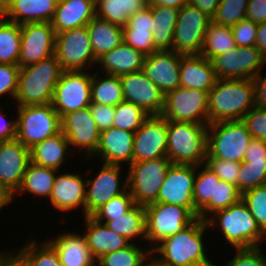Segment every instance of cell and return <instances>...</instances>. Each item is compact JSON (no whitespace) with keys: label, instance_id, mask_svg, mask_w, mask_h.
Returning a JSON list of instances; mask_svg holds the SVG:
<instances>
[{"label":"cell","instance_id":"cell-1","mask_svg":"<svg viewBox=\"0 0 266 266\" xmlns=\"http://www.w3.org/2000/svg\"><path fill=\"white\" fill-rule=\"evenodd\" d=\"M206 221L197 218L182 231L163 239L151 248L155 266H217L206 255L203 235ZM160 255L154 257L153 254Z\"/></svg>","mask_w":266,"mask_h":266},{"label":"cell","instance_id":"cell-2","mask_svg":"<svg viewBox=\"0 0 266 266\" xmlns=\"http://www.w3.org/2000/svg\"><path fill=\"white\" fill-rule=\"evenodd\" d=\"M255 105L251 79H217L208 93V124L242 120Z\"/></svg>","mask_w":266,"mask_h":266},{"label":"cell","instance_id":"cell-3","mask_svg":"<svg viewBox=\"0 0 266 266\" xmlns=\"http://www.w3.org/2000/svg\"><path fill=\"white\" fill-rule=\"evenodd\" d=\"M63 71L55 54L20 68L15 96L17 106L50 104Z\"/></svg>","mask_w":266,"mask_h":266},{"label":"cell","instance_id":"cell-4","mask_svg":"<svg viewBox=\"0 0 266 266\" xmlns=\"http://www.w3.org/2000/svg\"><path fill=\"white\" fill-rule=\"evenodd\" d=\"M206 223L209 228L219 225L223 238L235 249L257 247L266 241V234L260 229L242 199L226 209L215 212Z\"/></svg>","mask_w":266,"mask_h":266},{"label":"cell","instance_id":"cell-5","mask_svg":"<svg viewBox=\"0 0 266 266\" xmlns=\"http://www.w3.org/2000/svg\"><path fill=\"white\" fill-rule=\"evenodd\" d=\"M208 124L167 121V157L172 164H205Z\"/></svg>","mask_w":266,"mask_h":266},{"label":"cell","instance_id":"cell-6","mask_svg":"<svg viewBox=\"0 0 266 266\" xmlns=\"http://www.w3.org/2000/svg\"><path fill=\"white\" fill-rule=\"evenodd\" d=\"M16 139L28 149L62 131L61 117L52 104L17 106Z\"/></svg>","mask_w":266,"mask_h":266},{"label":"cell","instance_id":"cell-7","mask_svg":"<svg viewBox=\"0 0 266 266\" xmlns=\"http://www.w3.org/2000/svg\"><path fill=\"white\" fill-rule=\"evenodd\" d=\"M252 136L242 120L208 124L206 158L242 162Z\"/></svg>","mask_w":266,"mask_h":266},{"label":"cell","instance_id":"cell-8","mask_svg":"<svg viewBox=\"0 0 266 266\" xmlns=\"http://www.w3.org/2000/svg\"><path fill=\"white\" fill-rule=\"evenodd\" d=\"M172 162L168 157L132 162L127 173L128 189L135 204L158 202V194Z\"/></svg>","mask_w":266,"mask_h":266},{"label":"cell","instance_id":"cell-9","mask_svg":"<svg viewBox=\"0 0 266 266\" xmlns=\"http://www.w3.org/2000/svg\"><path fill=\"white\" fill-rule=\"evenodd\" d=\"M145 213L146 240L155 243L153 247L163 239L182 231L197 219L187 207L161 202L146 205Z\"/></svg>","mask_w":266,"mask_h":266},{"label":"cell","instance_id":"cell-10","mask_svg":"<svg viewBox=\"0 0 266 266\" xmlns=\"http://www.w3.org/2000/svg\"><path fill=\"white\" fill-rule=\"evenodd\" d=\"M212 18L196 6L187 3L179 9L172 51L181 55H200L207 28Z\"/></svg>","mask_w":266,"mask_h":266},{"label":"cell","instance_id":"cell-11","mask_svg":"<svg viewBox=\"0 0 266 266\" xmlns=\"http://www.w3.org/2000/svg\"><path fill=\"white\" fill-rule=\"evenodd\" d=\"M161 116L167 121L208 124V92L184 87L169 91Z\"/></svg>","mask_w":266,"mask_h":266},{"label":"cell","instance_id":"cell-12","mask_svg":"<svg viewBox=\"0 0 266 266\" xmlns=\"http://www.w3.org/2000/svg\"><path fill=\"white\" fill-rule=\"evenodd\" d=\"M55 56L64 71H85L86 65L97 64L87 26L56 34Z\"/></svg>","mask_w":266,"mask_h":266},{"label":"cell","instance_id":"cell-13","mask_svg":"<svg viewBox=\"0 0 266 266\" xmlns=\"http://www.w3.org/2000/svg\"><path fill=\"white\" fill-rule=\"evenodd\" d=\"M92 74L88 71H63L54 89L52 106L62 118L91 104Z\"/></svg>","mask_w":266,"mask_h":266},{"label":"cell","instance_id":"cell-14","mask_svg":"<svg viewBox=\"0 0 266 266\" xmlns=\"http://www.w3.org/2000/svg\"><path fill=\"white\" fill-rule=\"evenodd\" d=\"M217 79H253L266 64V59L253 46L235 47L212 61Z\"/></svg>","mask_w":266,"mask_h":266},{"label":"cell","instance_id":"cell-15","mask_svg":"<svg viewBox=\"0 0 266 266\" xmlns=\"http://www.w3.org/2000/svg\"><path fill=\"white\" fill-rule=\"evenodd\" d=\"M56 33L51 22H35L21 25V49L19 66L38 63L55 54Z\"/></svg>","mask_w":266,"mask_h":266},{"label":"cell","instance_id":"cell-16","mask_svg":"<svg viewBox=\"0 0 266 266\" xmlns=\"http://www.w3.org/2000/svg\"><path fill=\"white\" fill-rule=\"evenodd\" d=\"M30 162V149L17 139L0 141V187L12 200Z\"/></svg>","mask_w":266,"mask_h":266},{"label":"cell","instance_id":"cell-17","mask_svg":"<svg viewBox=\"0 0 266 266\" xmlns=\"http://www.w3.org/2000/svg\"><path fill=\"white\" fill-rule=\"evenodd\" d=\"M199 166L171 164L162 184L158 202L187 207L194 214L193 187Z\"/></svg>","mask_w":266,"mask_h":266},{"label":"cell","instance_id":"cell-18","mask_svg":"<svg viewBox=\"0 0 266 266\" xmlns=\"http://www.w3.org/2000/svg\"><path fill=\"white\" fill-rule=\"evenodd\" d=\"M167 120L150 115L134 134L133 162L167 157Z\"/></svg>","mask_w":266,"mask_h":266},{"label":"cell","instance_id":"cell-19","mask_svg":"<svg viewBox=\"0 0 266 266\" xmlns=\"http://www.w3.org/2000/svg\"><path fill=\"white\" fill-rule=\"evenodd\" d=\"M121 169V165L103 163L94 179H86V216L128 189L127 176L121 185Z\"/></svg>","mask_w":266,"mask_h":266},{"label":"cell","instance_id":"cell-20","mask_svg":"<svg viewBox=\"0 0 266 266\" xmlns=\"http://www.w3.org/2000/svg\"><path fill=\"white\" fill-rule=\"evenodd\" d=\"M62 132L70 145L79 147V152H87L86 158L91 159L96 152L100 131L92 118L89 106L76 112H69L61 118ZM84 150V151H82Z\"/></svg>","mask_w":266,"mask_h":266},{"label":"cell","instance_id":"cell-21","mask_svg":"<svg viewBox=\"0 0 266 266\" xmlns=\"http://www.w3.org/2000/svg\"><path fill=\"white\" fill-rule=\"evenodd\" d=\"M124 100L141 107L149 115H161L164 93L142 70L120 76Z\"/></svg>","mask_w":266,"mask_h":266},{"label":"cell","instance_id":"cell-22","mask_svg":"<svg viewBox=\"0 0 266 266\" xmlns=\"http://www.w3.org/2000/svg\"><path fill=\"white\" fill-rule=\"evenodd\" d=\"M180 65L181 54L160 50L145 56L142 71L165 95L180 87Z\"/></svg>","mask_w":266,"mask_h":266},{"label":"cell","instance_id":"cell-23","mask_svg":"<svg viewBox=\"0 0 266 266\" xmlns=\"http://www.w3.org/2000/svg\"><path fill=\"white\" fill-rule=\"evenodd\" d=\"M86 180L80 174L64 173L56 175L49 200L52 207L60 212L83 208L86 216Z\"/></svg>","mask_w":266,"mask_h":266},{"label":"cell","instance_id":"cell-24","mask_svg":"<svg viewBox=\"0 0 266 266\" xmlns=\"http://www.w3.org/2000/svg\"><path fill=\"white\" fill-rule=\"evenodd\" d=\"M134 132L111 127L100 132V141L92 156H100L106 164L130 165L133 162Z\"/></svg>","mask_w":266,"mask_h":266},{"label":"cell","instance_id":"cell-25","mask_svg":"<svg viewBox=\"0 0 266 266\" xmlns=\"http://www.w3.org/2000/svg\"><path fill=\"white\" fill-rule=\"evenodd\" d=\"M95 16V0H58L51 25L58 34L86 26Z\"/></svg>","mask_w":266,"mask_h":266},{"label":"cell","instance_id":"cell-26","mask_svg":"<svg viewBox=\"0 0 266 266\" xmlns=\"http://www.w3.org/2000/svg\"><path fill=\"white\" fill-rule=\"evenodd\" d=\"M212 62L200 55H181L180 87L208 92L216 82Z\"/></svg>","mask_w":266,"mask_h":266},{"label":"cell","instance_id":"cell-27","mask_svg":"<svg viewBox=\"0 0 266 266\" xmlns=\"http://www.w3.org/2000/svg\"><path fill=\"white\" fill-rule=\"evenodd\" d=\"M86 244L92 257L97 261L105 254L126 248L132 242L126 237L110 230L104 223L97 221L92 216H85Z\"/></svg>","mask_w":266,"mask_h":266},{"label":"cell","instance_id":"cell-28","mask_svg":"<svg viewBox=\"0 0 266 266\" xmlns=\"http://www.w3.org/2000/svg\"><path fill=\"white\" fill-rule=\"evenodd\" d=\"M57 2L58 0H7L3 17L19 25L51 22Z\"/></svg>","mask_w":266,"mask_h":266},{"label":"cell","instance_id":"cell-29","mask_svg":"<svg viewBox=\"0 0 266 266\" xmlns=\"http://www.w3.org/2000/svg\"><path fill=\"white\" fill-rule=\"evenodd\" d=\"M55 238L48 242L57 251L62 266H96L83 234L62 232Z\"/></svg>","mask_w":266,"mask_h":266},{"label":"cell","instance_id":"cell-30","mask_svg":"<svg viewBox=\"0 0 266 266\" xmlns=\"http://www.w3.org/2000/svg\"><path fill=\"white\" fill-rule=\"evenodd\" d=\"M145 55L124 42L97 59L102 73L122 76L142 70Z\"/></svg>","mask_w":266,"mask_h":266},{"label":"cell","instance_id":"cell-31","mask_svg":"<svg viewBox=\"0 0 266 266\" xmlns=\"http://www.w3.org/2000/svg\"><path fill=\"white\" fill-rule=\"evenodd\" d=\"M70 146L67 137L61 131L30 148V161L40 166L59 170L69 157L68 155H71L70 151L74 152L73 148H69Z\"/></svg>","mask_w":266,"mask_h":266},{"label":"cell","instance_id":"cell-32","mask_svg":"<svg viewBox=\"0 0 266 266\" xmlns=\"http://www.w3.org/2000/svg\"><path fill=\"white\" fill-rule=\"evenodd\" d=\"M86 26L96 59L124 42L123 27L108 20L95 16Z\"/></svg>","mask_w":266,"mask_h":266},{"label":"cell","instance_id":"cell-33","mask_svg":"<svg viewBox=\"0 0 266 266\" xmlns=\"http://www.w3.org/2000/svg\"><path fill=\"white\" fill-rule=\"evenodd\" d=\"M153 16V43L157 51L172 50L175 25L179 9L163 5L148 4Z\"/></svg>","mask_w":266,"mask_h":266},{"label":"cell","instance_id":"cell-34","mask_svg":"<svg viewBox=\"0 0 266 266\" xmlns=\"http://www.w3.org/2000/svg\"><path fill=\"white\" fill-rule=\"evenodd\" d=\"M203 169L196 174L193 187L194 215L204 221L214 214L215 180H221L205 164ZM208 216V217H207Z\"/></svg>","mask_w":266,"mask_h":266},{"label":"cell","instance_id":"cell-35","mask_svg":"<svg viewBox=\"0 0 266 266\" xmlns=\"http://www.w3.org/2000/svg\"><path fill=\"white\" fill-rule=\"evenodd\" d=\"M110 230L126 237L129 241L136 238L146 240V213L145 206L135 204L127 213L112 221H99Z\"/></svg>","mask_w":266,"mask_h":266},{"label":"cell","instance_id":"cell-36","mask_svg":"<svg viewBox=\"0 0 266 266\" xmlns=\"http://www.w3.org/2000/svg\"><path fill=\"white\" fill-rule=\"evenodd\" d=\"M58 170L29 162L22 183L16 194L32 193L49 198Z\"/></svg>","mask_w":266,"mask_h":266},{"label":"cell","instance_id":"cell-37","mask_svg":"<svg viewBox=\"0 0 266 266\" xmlns=\"http://www.w3.org/2000/svg\"><path fill=\"white\" fill-rule=\"evenodd\" d=\"M96 16L124 27L133 14L147 6L141 0H95Z\"/></svg>","mask_w":266,"mask_h":266},{"label":"cell","instance_id":"cell-38","mask_svg":"<svg viewBox=\"0 0 266 266\" xmlns=\"http://www.w3.org/2000/svg\"><path fill=\"white\" fill-rule=\"evenodd\" d=\"M98 71L92 73L91 102L105 106H116L124 100L119 76L105 73L104 78H98Z\"/></svg>","mask_w":266,"mask_h":266},{"label":"cell","instance_id":"cell-39","mask_svg":"<svg viewBox=\"0 0 266 266\" xmlns=\"http://www.w3.org/2000/svg\"><path fill=\"white\" fill-rule=\"evenodd\" d=\"M21 25L0 17V64H19Z\"/></svg>","mask_w":266,"mask_h":266},{"label":"cell","instance_id":"cell-40","mask_svg":"<svg viewBox=\"0 0 266 266\" xmlns=\"http://www.w3.org/2000/svg\"><path fill=\"white\" fill-rule=\"evenodd\" d=\"M146 262V263H145ZM152 262L151 249H142L135 242L117 251L105 254L96 266H148Z\"/></svg>","mask_w":266,"mask_h":266},{"label":"cell","instance_id":"cell-41","mask_svg":"<svg viewBox=\"0 0 266 266\" xmlns=\"http://www.w3.org/2000/svg\"><path fill=\"white\" fill-rule=\"evenodd\" d=\"M235 47L236 43L231 27L212 22L207 28L201 55L212 61L216 56Z\"/></svg>","mask_w":266,"mask_h":266},{"label":"cell","instance_id":"cell-42","mask_svg":"<svg viewBox=\"0 0 266 266\" xmlns=\"http://www.w3.org/2000/svg\"><path fill=\"white\" fill-rule=\"evenodd\" d=\"M18 252L26 259L29 266H62L57 251L48 240L40 242V245L33 240L24 244Z\"/></svg>","mask_w":266,"mask_h":266},{"label":"cell","instance_id":"cell-43","mask_svg":"<svg viewBox=\"0 0 266 266\" xmlns=\"http://www.w3.org/2000/svg\"><path fill=\"white\" fill-rule=\"evenodd\" d=\"M149 116L141 107L123 100L115 106L113 127L135 133Z\"/></svg>","mask_w":266,"mask_h":266},{"label":"cell","instance_id":"cell-44","mask_svg":"<svg viewBox=\"0 0 266 266\" xmlns=\"http://www.w3.org/2000/svg\"><path fill=\"white\" fill-rule=\"evenodd\" d=\"M266 185V161H242L238 176V189L245 191Z\"/></svg>","mask_w":266,"mask_h":266},{"label":"cell","instance_id":"cell-45","mask_svg":"<svg viewBox=\"0 0 266 266\" xmlns=\"http://www.w3.org/2000/svg\"><path fill=\"white\" fill-rule=\"evenodd\" d=\"M249 0H220L217 12L212 22L222 26L232 27L246 18Z\"/></svg>","mask_w":266,"mask_h":266},{"label":"cell","instance_id":"cell-46","mask_svg":"<svg viewBox=\"0 0 266 266\" xmlns=\"http://www.w3.org/2000/svg\"><path fill=\"white\" fill-rule=\"evenodd\" d=\"M134 205V199L127 189L124 193L103 204L91 216L97 221H112L127 213Z\"/></svg>","mask_w":266,"mask_h":266},{"label":"cell","instance_id":"cell-47","mask_svg":"<svg viewBox=\"0 0 266 266\" xmlns=\"http://www.w3.org/2000/svg\"><path fill=\"white\" fill-rule=\"evenodd\" d=\"M241 199L266 234V185L245 191Z\"/></svg>","mask_w":266,"mask_h":266},{"label":"cell","instance_id":"cell-48","mask_svg":"<svg viewBox=\"0 0 266 266\" xmlns=\"http://www.w3.org/2000/svg\"><path fill=\"white\" fill-rule=\"evenodd\" d=\"M242 198L238 187L224 180H215L214 190V213L228 208Z\"/></svg>","mask_w":266,"mask_h":266},{"label":"cell","instance_id":"cell-49","mask_svg":"<svg viewBox=\"0 0 266 266\" xmlns=\"http://www.w3.org/2000/svg\"><path fill=\"white\" fill-rule=\"evenodd\" d=\"M124 43L140 51L145 56L157 51L153 43V33L147 30H130L126 25L123 27Z\"/></svg>","mask_w":266,"mask_h":266},{"label":"cell","instance_id":"cell-50","mask_svg":"<svg viewBox=\"0 0 266 266\" xmlns=\"http://www.w3.org/2000/svg\"><path fill=\"white\" fill-rule=\"evenodd\" d=\"M205 165L210 168L218 178L238 187L240 162L224 160L221 158H206Z\"/></svg>","mask_w":266,"mask_h":266},{"label":"cell","instance_id":"cell-51","mask_svg":"<svg viewBox=\"0 0 266 266\" xmlns=\"http://www.w3.org/2000/svg\"><path fill=\"white\" fill-rule=\"evenodd\" d=\"M259 247L236 248V255L223 266H266V256Z\"/></svg>","mask_w":266,"mask_h":266},{"label":"cell","instance_id":"cell-52","mask_svg":"<svg viewBox=\"0 0 266 266\" xmlns=\"http://www.w3.org/2000/svg\"><path fill=\"white\" fill-rule=\"evenodd\" d=\"M252 138L266 141V109L254 106L242 119Z\"/></svg>","mask_w":266,"mask_h":266},{"label":"cell","instance_id":"cell-53","mask_svg":"<svg viewBox=\"0 0 266 266\" xmlns=\"http://www.w3.org/2000/svg\"><path fill=\"white\" fill-rule=\"evenodd\" d=\"M19 71V65L0 64V96L9 94L15 100Z\"/></svg>","mask_w":266,"mask_h":266},{"label":"cell","instance_id":"cell-54","mask_svg":"<svg viewBox=\"0 0 266 266\" xmlns=\"http://www.w3.org/2000/svg\"><path fill=\"white\" fill-rule=\"evenodd\" d=\"M258 24L242 19L231 27L237 47L253 46L256 43Z\"/></svg>","mask_w":266,"mask_h":266},{"label":"cell","instance_id":"cell-55","mask_svg":"<svg viewBox=\"0 0 266 266\" xmlns=\"http://www.w3.org/2000/svg\"><path fill=\"white\" fill-rule=\"evenodd\" d=\"M89 109L92 118L95 121L100 132L107 130L113 126L115 106H105L91 102Z\"/></svg>","mask_w":266,"mask_h":266},{"label":"cell","instance_id":"cell-56","mask_svg":"<svg viewBox=\"0 0 266 266\" xmlns=\"http://www.w3.org/2000/svg\"><path fill=\"white\" fill-rule=\"evenodd\" d=\"M153 16L152 10L147 5L141 11L133 14L127 20L126 26L130 30H147L153 33Z\"/></svg>","mask_w":266,"mask_h":266},{"label":"cell","instance_id":"cell-57","mask_svg":"<svg viewBox=\"0 0 266 266\" xmlns=\"http://www.w3.org/2000/svg\"><path fill=\"white\" fill-rule=\"evenodd\" d=\"M243 161H266V141L252 138L245 152Z\"/></svg>","mask_w":266,"mask_h":266},{"label":"cell","instance_id":"cell-58","mask_svg":"<svg viewBox=\"0 0 266 266\" xmlns=\"http://www.w3.org/2000/svg\"><path fill=\"white\" fill-rule=\"evenodd\" d=\"M246 19L256 24L266 22V0H249Z\"/></svg>","mask_w":266,"mask_h":266},{"label":"cell","instance_id":"cell-59","mask_svg":"<svg viewBox=\"0 0 266 266\" xmlns=\"http://www.w3.org/2000/svg\"><path fill=\"white\" fill-rule=\"evenodd\" d=\"M252 80L255 89V105L266 109V76L262 78V74L259 73Z\"/></svg>","mask_w":266,"mask_h":266},{"label":"cell","instance_id":"cell-60","mask_svg":"<svg viewBox=\"0 0 266 266\" xmlns=\"http://www.w3.org/2000/svg\"><path fill=\"white\" fill-rule=\"evenodd\" d=\"M1 112L3 111H1L0 108V141H10L16 139V119L12 122L7 121V119H5V116L7 115H3Z\"/></svg>","mask_w":266,"mask_h":266},{"label":"cell","instance_id":"cell-61","mask_svg":"<svg viewBox=\"0 0 266 266\" xmlns=\"http://www.w3.org/2000/svg\"><path fill=\"white\" fill-rule=\"evenodd\" d=\"M0 266H29L26 259L18 252H0Z\"/></svg>","mask_w":266,"mask_h":266},{"label":"cell","instance_id":"cell-62","mask_svg":"<svg viewBox=\"0 0 266 266\" xmlns=\"http://www.w3.org/2000/svg\"><path fill=\"white\" fill-rule=\"evenodd\" d=\"M189 3L199 8L209 17L213 18L217 12L220 0H189Z\"/></svg>","mask_w":266,"mask_h":266},{"label":"cell","instance_id":"cell-63","mask_svg":"<svg viewBox=\"0 0 266 266\" xmlns=\"http://www.w3.org/2000/svg\"><path fill=\"white\" fill-rule=\"evenodd\" d=\"M255 46L266 59V22L258 24Z\"/></svg>","mask_w":266,"mask_h":266},{"label":"cell","instance_id":"cell-64","mask_svg":"<svg viewBox=\"0 0 266 266\" xmlns=\"http://www.w3.org/2000/svg\"><path fill=\"white\" fill-rule=\"evenodd\" d=\"M189 3V0H150L149 4L152 5H163L168 7H174L180 9L184 5Z\"/></svg>","mask_w":266,"mask_h":266},{"label":"cell","instance_id":"cell-65","mask_svg":"<svg viewBox=\"0 0 266 266\" xmlns=\"http://www.w3.org/2000/svg\"><path fill=\"white\" fill-rule=\"evenodd\" d=\"M11 203V198L0 187V210ZM4 206V207H3Z\"/></svg>","mask_w":266,"mask_h":266},{"label":"cell","instance_id":"cell-66","mask_svg":"<svg viewBox=\"0 0 266 266\" xmlns=\"http://www.w3.org/2000/svg\"><path fill=\"white\" fill-rule=\"evenodd\" d=\"M7 6V0H0V17L3 16Z\"/></svg>","mask_w":266,"mask_h":266},{"label":"cell","instance_id":"cell-67","mask_svg":"<svg viewBox=\"0 0 266 266\" xmlns=\"http://www.w3.org/2000/svg\"><path fill=\"white\" fill-rule=\"evenodd\" d=\"M141 1H144L148 5L150 0H141Z\"/></svg>","mask_w":266,"mask_h":266},{"label":"cell","instance_id":"cell-68","mask_svg":"<svg viewBox=\"0 0 266 266\" xmlns=\"http://www.w3.org/2000/svg\"><path fill=\"white\" fill-rule=\"evenodd\" d=\"M148 266H155L152 262Z\"/></svg>","mask_w":266,"mask_h":266}]
</instances>
